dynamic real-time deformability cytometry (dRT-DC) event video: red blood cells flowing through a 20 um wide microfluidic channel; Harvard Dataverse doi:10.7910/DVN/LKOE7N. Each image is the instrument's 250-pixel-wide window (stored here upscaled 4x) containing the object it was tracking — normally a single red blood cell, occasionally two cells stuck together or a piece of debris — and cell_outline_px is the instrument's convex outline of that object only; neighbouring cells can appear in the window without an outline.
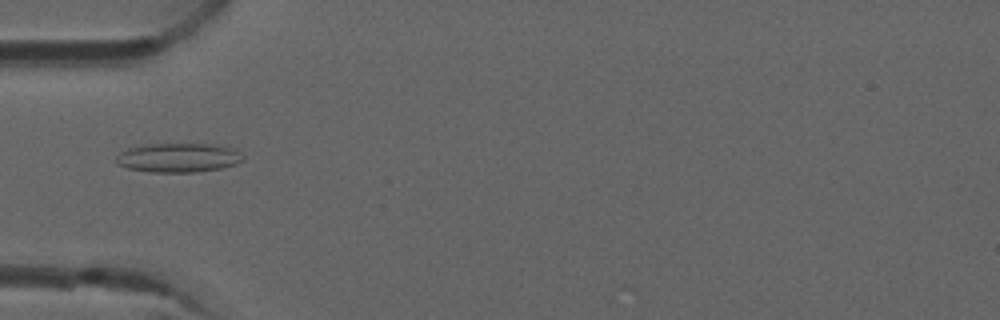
{"species": "common noctule bat (a hibernating species)", "species_latin": "Nyctalus noctula", "temperature_condition": "room temperature", "stored_images_in_passage": 6, "camera_frame_rate_fps": 3000, "um_per_image_px": 0.085, "animal": {"sex": "male", "forearm_length_mm": 52.5}, "frame": {"image": 1, "passage_image": 5, "time_ms": 1.333, "image_size_px": [1000, 320], "cell_outline_px": [[244, 160], [236, 164], [220, 168], [196, 172], [148, 172], [128, 168], [116, 164], [116, 156], [120, 152], [128, 148], [148, 144], [216, 144], [236, 148]], "centroid_in_image_um": [15.16, 13.4], "position_along_channel_um": 69.8, "area_um2": 21.68}}